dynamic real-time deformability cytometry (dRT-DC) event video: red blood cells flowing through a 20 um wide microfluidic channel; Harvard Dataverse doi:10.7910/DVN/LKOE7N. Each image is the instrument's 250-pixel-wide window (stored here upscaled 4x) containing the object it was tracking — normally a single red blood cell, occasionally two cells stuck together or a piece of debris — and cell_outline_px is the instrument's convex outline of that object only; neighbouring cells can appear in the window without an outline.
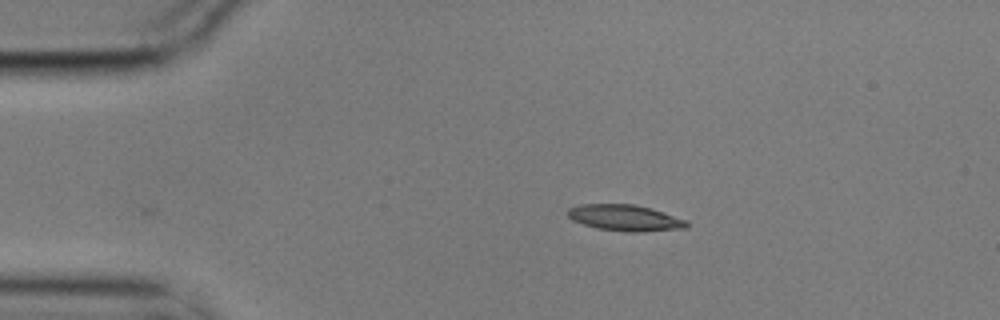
{"species": "common noctule bat (a hibernating species)", "species_latin": "Nyctalus noctula", "temperature_condition": "cold", "stored_images_in_passage": 2, "camera_frame_rate_fps": 3000, "um_per_image_px": 0.085, "animal": {"sex": "male", "body_mass_g": 17.9}, "frame": {"image": 1, "passage_image": 2, "time_ms": 0.333, "image_size_px": [1000, 320], "cell_outline_px": [[688, 228], [644, 232], [624, 232], [596, 228], [572, 220], [564, 212], [568, 208], [580, 204], [632, 204], [652, 208], [688, 220]], "centroid_in_image_um": [53.13, 18.52], "position_along_channel_um": 31.9, "area_um2": 18.5}}